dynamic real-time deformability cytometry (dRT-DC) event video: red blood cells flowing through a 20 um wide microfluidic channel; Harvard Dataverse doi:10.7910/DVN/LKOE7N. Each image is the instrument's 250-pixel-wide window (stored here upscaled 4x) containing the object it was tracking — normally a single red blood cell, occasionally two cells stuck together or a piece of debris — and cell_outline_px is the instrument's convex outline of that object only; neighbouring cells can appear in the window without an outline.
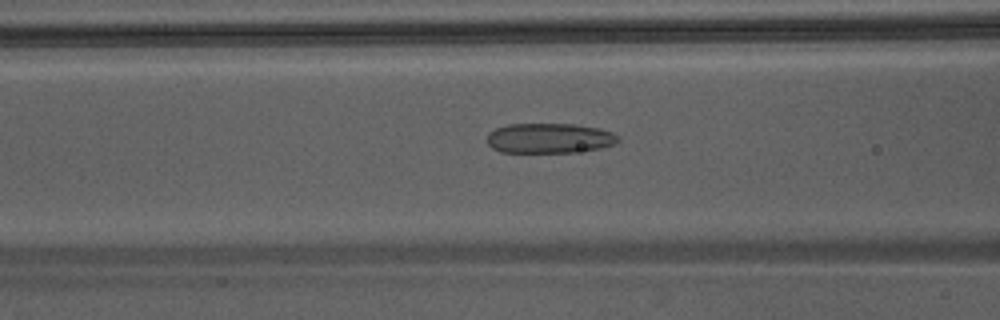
{"species": "Egyptian fruit bat (a non-hibernating species)", "species_latin": "Rousettus aegyptiacus", "temperature_condition": "warm", "stored_images_in_passage": 34, "camera_frame_rate_fps": 3000, "um_per_image_px": 0.085, "animal": {"sex": "male"}, "frame": {"image": 1, "passage_image": 14, "time_ms": 4.333, "image_size_px": [1000, 320], "cell_outline_px": [[620, 140], [612, 144], [600, 148], [572, 152], [500, 152], [492, 148], [488, 144], [488, 132], [496, 128], [508, 124], [576, 124], [600, 128], [612, 132], [620, 136]], "centroid_in_image_um": [46.7, 11.74], "position_along_channel_um": 119.9, "area_um2": 22.95}}
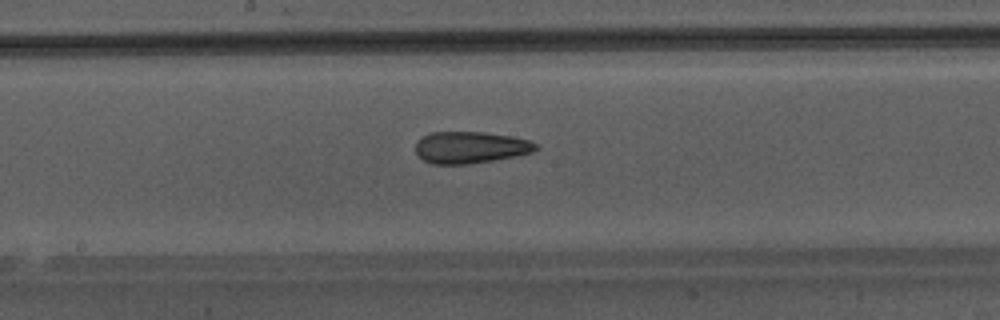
{"frame": {"image": 2, "passage_image": 20, "time_ms": 6.333, "image_size_px": [1000, 320], "cell_outline_px": [[536, 148], [532, 152], [492, 160], [468, 164], [432, 164], [424, 160], [416, 152], [416, 140], [428, 132], [484, 132], [512, 136], [528, 140], [536, 144]], "centroid_in_image_um": [39.92, 12.51], "position_along_channel_um": 208.3, "area_um2": 22.08}}
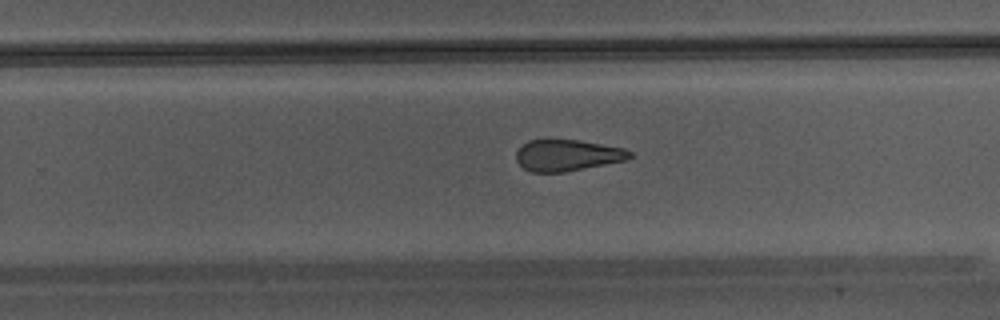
{"frame": {"image": 3, "passage_image": 25, "time_ms": 8.0, "image_size_px": [1000, 320], "cell_outline_px": [[632, 156], [628, 160], [564, 172], [532, 172], [524, 168], [516, 160], [516, 152], [528, 140], [580, 140], [624, 148], [632, 152]], "centroid_in_image_um": [48.25, 13.2], "position_along_channel_um": 281.5, "area_um2": 20.69}}